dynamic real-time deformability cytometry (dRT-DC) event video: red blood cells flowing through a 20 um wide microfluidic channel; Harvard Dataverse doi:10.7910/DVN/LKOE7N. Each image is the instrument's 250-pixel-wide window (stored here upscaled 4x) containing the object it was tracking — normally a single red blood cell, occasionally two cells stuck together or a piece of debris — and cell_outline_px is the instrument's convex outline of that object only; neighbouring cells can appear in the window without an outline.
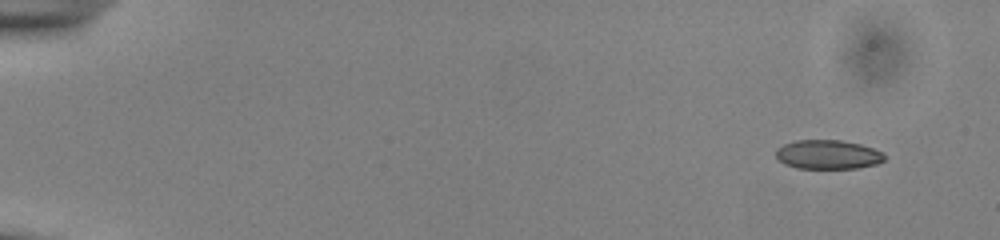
{"species": "common noctule bat (a hibernating species)", "species_latin": "Nyctalus noctula", "temperature_condition": "cold", "stored_images_in_passage": 51, "camera_frame_rate_fps": 3000, "um_per_image_px": 0.085, "animal": {"sex": "male", "body_mass_g": 13.0, "forearm_length_mm": 53.1}, "frame": {"image": 1, "passage_image": 1, "time_ms": 0.0, "image_size_px": [1000, 240], "cell_outline_px": [[884, 160], [876, 164], [856, 168], [796, 168], [784, 164], [776, 156], [776, 148], [784, 144], [796, 140], [840, 140], [860, 144], [872, 148], [880, 152], [884, 156]], "centroid_in_image_um": [70.33, 13.13], "position_along_channel_um": 14.7, "area_um2": 18.26}}
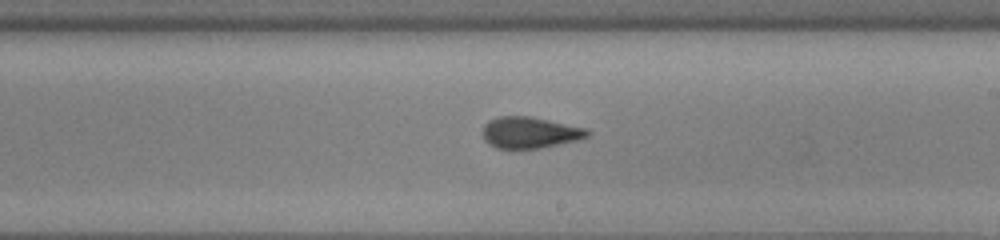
{"frame": {"image": 2, "passage_image": 30, "time_ms": 9.667, "image_size_px": [1000, 240], "cell_outline_px": [[592, 132], [588, 136], [576, 140], [540, 148], [496, 148], [488, 144], [484, 140], [484, 124], [488, 120], [500, 116], [532, 116], [588, 128]], "centroid_in_image_um": [45.06, 11.25], "position_along_channel_um": 243.9, "area_um2": 19.19}}
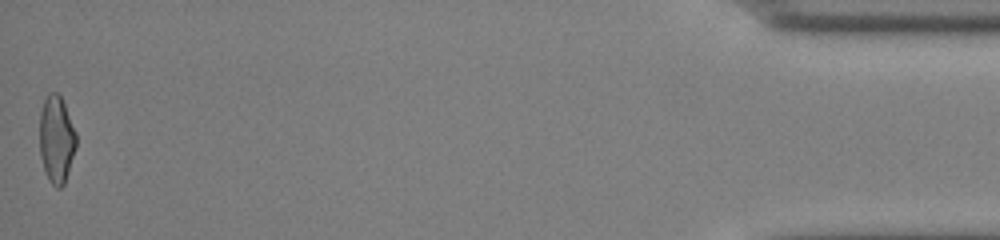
{"frame": {"image": 3, "passage_image": 51, "time_ms": 16.667, "image_size_px": [1000, 240], "cell_outline_px": [[76, 148], [64, 184], [60, 188], [56, 188], [52, 184], [44, 168], [40, 156], [40, 112], [44, 100], [48, 92], [56, 92], [60, 96], [64, 104], [76, 132]], "centroid_in_image_um": [4.8, 11.83], "position_along_channel_um": 430.4, "area_um2": 18.44}, "authors_computed_cell_mechanics": {"area_um2": 19.3052, "velocity_mm_per_s": 3.8797, "shape_relaxation_time_tau1_ms": 8.3736, "shape_relaxation_time_tau2_ms": 1.4976, "deformation_change_tau1": 0.1694, "deformation_change_tau2": 0.0538}}